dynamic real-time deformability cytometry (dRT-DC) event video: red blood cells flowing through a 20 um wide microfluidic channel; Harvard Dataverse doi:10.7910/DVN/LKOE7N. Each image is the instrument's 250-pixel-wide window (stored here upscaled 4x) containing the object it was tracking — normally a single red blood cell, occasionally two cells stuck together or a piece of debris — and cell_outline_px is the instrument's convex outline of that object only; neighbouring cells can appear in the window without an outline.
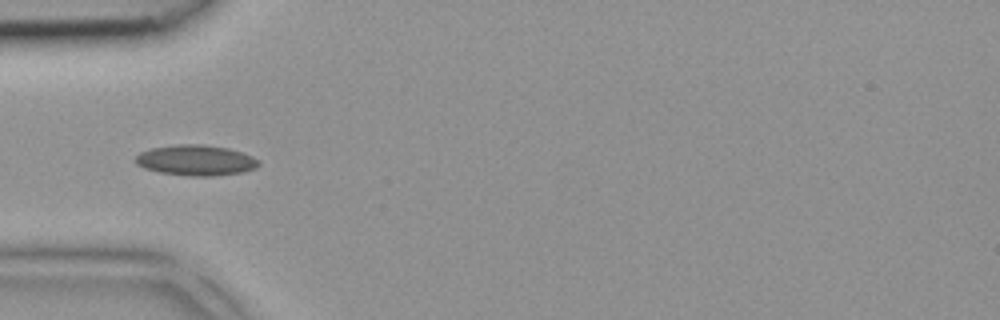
{"species": "common noctule bat (a hibernating species)", "species_latin": "Nyctalus noctula", "temperature_condition": "room temperature", "stored_images_in_passage": 5, "camera_frame_rate_fps": 3000, "um_per_image_px": 0.085, "animal": {"sex": "female", "body_mass_g": 18.4}, "frame": {"image": 1, "passage_image": 4, "time_ms": 1.0, "image_size_px": [1000, 320], "cell_outline_px": [[260, 164], [256, 168], [244, 172], [212, 176], [188, 176], [160, 172], [144, 168], [136, 164], [136, 156], [140, 152], [152, 148], [176, 144], [200, 144], [228, 148], [252, 156], [260, 160]], "centroid_in_image_um": [16.67, 13.63], "position_along_channel_um": 68.3, "area_um2": 21.96}}